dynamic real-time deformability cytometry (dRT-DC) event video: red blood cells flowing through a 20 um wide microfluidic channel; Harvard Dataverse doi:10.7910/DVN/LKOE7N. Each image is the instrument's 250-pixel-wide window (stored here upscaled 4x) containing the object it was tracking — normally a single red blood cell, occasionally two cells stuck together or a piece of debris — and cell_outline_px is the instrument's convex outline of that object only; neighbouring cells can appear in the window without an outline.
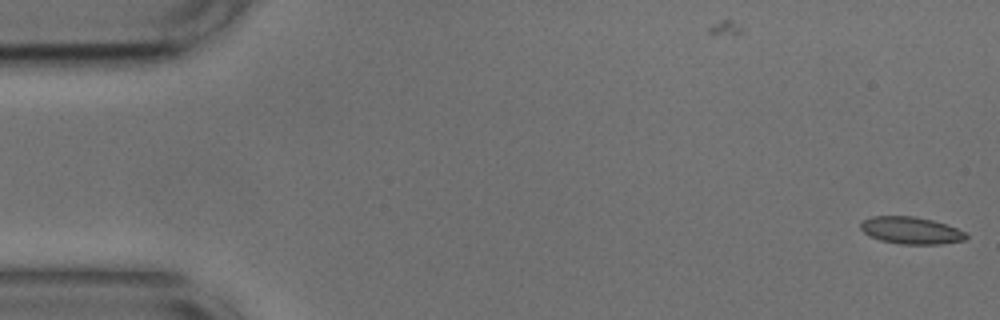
{"species": "common noctule bat (a hibernating species)", "species_latin": "Nyctalus noctula", "temperature_condition": "cold", "stored_images_in_passage": 2, "camera_frame_rate_fps": 3000, "um_per_image_px": 0.085, "animal": {"sex": "male", "body_mass_g": 17.9, "forearm_length_mm": 54.2}, "frame": {"image": 1, "passage_image": 2, "time_ms": 0.333, "image_size_px": [1000, 320], "cell_outline_px": [[968, 236], [964, 240], [940, 244], [900, 244], [880, 240], [864, 232], [860, 228], [860, 224], [864, 220], [872, 216], [916, 216], [932, 220], [956, 228], [964, 232]], "centroid_in_image_um": [77.42, 19.58], "position_along_channel_um": 7.6, "area_um2": 16.47}}